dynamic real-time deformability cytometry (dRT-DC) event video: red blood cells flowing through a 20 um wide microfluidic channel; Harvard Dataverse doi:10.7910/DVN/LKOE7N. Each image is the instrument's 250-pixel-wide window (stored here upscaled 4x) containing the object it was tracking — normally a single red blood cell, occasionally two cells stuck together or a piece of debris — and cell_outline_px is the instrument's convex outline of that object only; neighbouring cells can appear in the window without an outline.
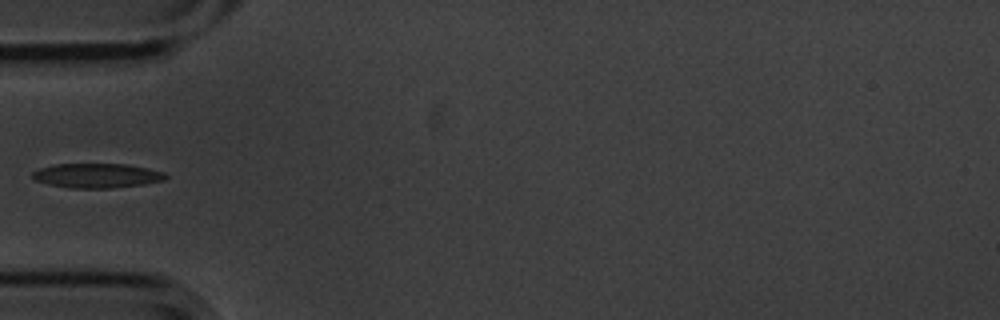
{"species": "common noctule bat (a hibernating species)", "species_latin": "Nyctalus noctula", "temperature_condition": "cold", "stored_images_in_passage": 4, "camera_frame_rate_fps": 3000, "um_per_image_px": 0.085, "animal": {"sex": "male", "body_mass_g": 20.1, "forearm_length_mm": 53.5}, "frame": {"image": 1, "passage_image": 4, "time_ms": 1.0, "image_size_px": [1000, 320], "cell_outline_px": [[168, 176], [164, 180], [144, 184], [108, 188], [72, 188], [48, 184], [32, 180], [32, 172], [40, 168], [56, 164], [128, 164], [148, 168], [164, 172]], "centroid_in_image_um": [8.22, 14.92], "position_along_channel_um": 76.8, "area_um2": 19.02}}